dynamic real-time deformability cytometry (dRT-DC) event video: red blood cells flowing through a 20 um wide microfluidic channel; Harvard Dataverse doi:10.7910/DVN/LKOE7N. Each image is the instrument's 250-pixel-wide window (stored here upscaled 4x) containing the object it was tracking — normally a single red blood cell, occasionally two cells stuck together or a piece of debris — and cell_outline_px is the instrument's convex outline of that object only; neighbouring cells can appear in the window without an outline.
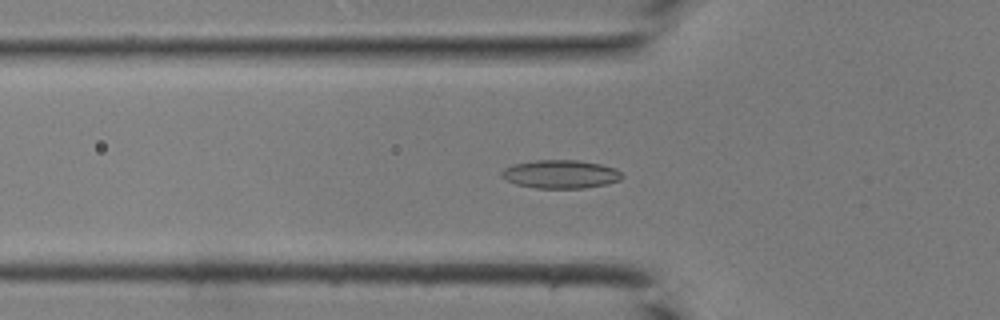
{"species": "common noctule bat (a hibernating species)", "species_latin": "Nyctalus noctula", "temperature_condition": "room temperature", "stored_images_in_passage": 42, "camera_frame_rate_fps": 3000, "um_per_image_px": 0.085, "animal": {"sex": "male", "body_mass_g": 19.0, "forearm_length_mm": 50.8}, "frame": {"image": 1, "passage_image": 15, "time_ms": 4.667, "image_size_px": [1000, 320], "cell_outline_px": [[624, 176], [620, 180], [604, 184], [584, 188], [536, 188], [516, 184], [504, 180], [500, 176], [500, 172], [504, 168], [512, 164], [536, 160], [576, 160], [600, 164], [616, 168]], "centroid_in_image_um": [47.6, 14.8], "position_along_channel_um": 78.2, "area_um2": 20.0}}
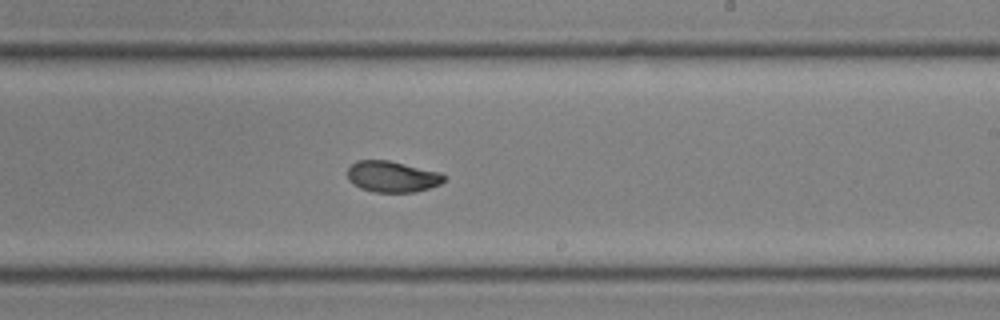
{"frame": {"image": 2, "passage_image": 26, "time_ms": 8.333, "image_size_px": [1000, 320], "cell_outline_px": [[448, 180], [440, 184], [416, 192], [372, 192], [360, 188], [352, 184], [348, 180], [348, 168], [356, 160], [388, 160], [440, 172]], "centroid_in_image_um": [33.33, 15.02], "position_along_channel_um": 255.7, "area_um2": 17.63}}
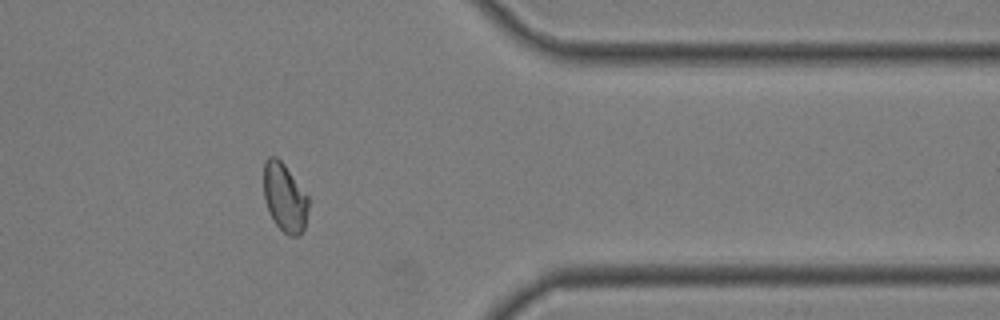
{"frame": {"image": 3, "passage_image": 35, "time_ms": 11.333, "image_size_px": [1000, 320], "cell_outline_px": [[308, 208], [304, 228], [300, 236], [288, 236], [272, 220], [268, 212], [264, 200], [264, 160], [268, 156], [276, 156], [284, 164], [308, 196]], "centroid_in_image_um": [24.18, 16.8], "position_along_channel_um": 387.2, "area_um2": 17.98}}